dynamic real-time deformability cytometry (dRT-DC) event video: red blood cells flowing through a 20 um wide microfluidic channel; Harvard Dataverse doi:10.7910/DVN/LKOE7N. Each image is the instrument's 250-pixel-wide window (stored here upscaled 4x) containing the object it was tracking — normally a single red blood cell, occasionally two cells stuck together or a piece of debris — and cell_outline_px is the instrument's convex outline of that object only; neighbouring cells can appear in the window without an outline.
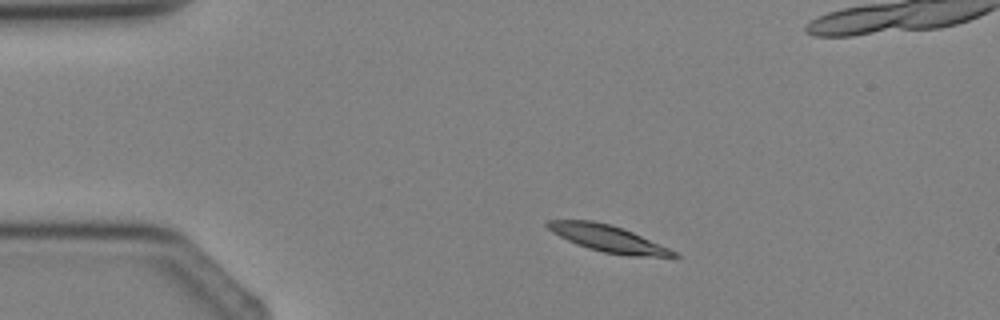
{"species": "Egyptian fruit bat (a non-hibernating species)", "species_latin": "Rousettus aegyptiacus", "temperature_condition": "cold", "stored_images_in_passage": 4, "camera_frame_rate_fps": 3000, "um_per_image_px": 0.085, "animal": {"sex": "female"}, "frame": {"image": 1, "passage_image": 1, "time_ms": 0.0, "image_size_px": [1000, 320], "cell_outline_px": [[680, 256], [628, 256], [604, 252], [588, 248], [576, 244], [552, 232], [544, 224], [548, 220], [592, 220], [612, 224], [632, 232], [668, 248], [676, 252]], "centroid_in_image_um": [51.62, 20.26], "position_along_channel_um": 33.4, "area_um2": 19.31}}
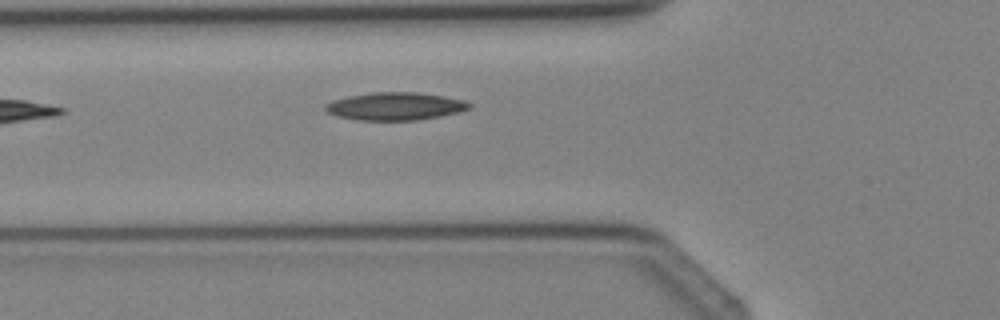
{"frame": {"image": 2, "passage_image": 4, "time_ms": 4.667, "image_size_px": [1000, 320], "cell_outline_px": [[472, 108], [460, 112], [440, 116], [416, 120], [356, 120], [336, 116], [328, 112], [324, 108], [324, 104], [332, 100], [348, 96], [372, 92], [416, 92], [444, 96], [464, 100], [472, 104]], "centroid_in_image_um": [33.59, 9.03], "position_along_channel_um": 92.2, "area_um2": 23.47}}